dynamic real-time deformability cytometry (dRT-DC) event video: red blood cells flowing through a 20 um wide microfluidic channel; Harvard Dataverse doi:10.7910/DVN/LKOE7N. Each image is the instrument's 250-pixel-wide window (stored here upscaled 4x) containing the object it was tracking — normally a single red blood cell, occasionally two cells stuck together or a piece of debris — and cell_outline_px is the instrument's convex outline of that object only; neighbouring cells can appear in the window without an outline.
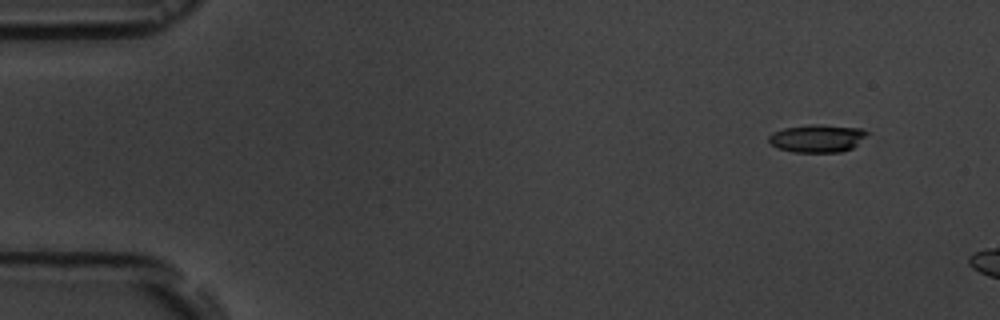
{"species": "common noctule bat (a hibernating species)", "species_latin": "Nyctalus noctula", "temperature_condition": "room temperature", "stored_images_in_passage": 2, "camera_frame_rate_fps": 3000, "um_per_image_px": 0.085, "animal": {"sex": "male", "body_mass_g": 19.5, "forearm_length_mm": 54.6}, "frame": {"image": 1, "passage_image": 1, "time_ms": 0.0, "image_size_px": [1000, 320], "cell_outline_px": [[872, 132], [852, 148], [840, 152], [792, 152], [776, 148], [768, 140], [768, 136], [772, 132], [784, 128], [808, 124], [820, 124], [864, 128]], "centroid_in_image_um": [69.5, 11.74], "position_along_channel_um": 15.5, "area_um2": 16.3}}